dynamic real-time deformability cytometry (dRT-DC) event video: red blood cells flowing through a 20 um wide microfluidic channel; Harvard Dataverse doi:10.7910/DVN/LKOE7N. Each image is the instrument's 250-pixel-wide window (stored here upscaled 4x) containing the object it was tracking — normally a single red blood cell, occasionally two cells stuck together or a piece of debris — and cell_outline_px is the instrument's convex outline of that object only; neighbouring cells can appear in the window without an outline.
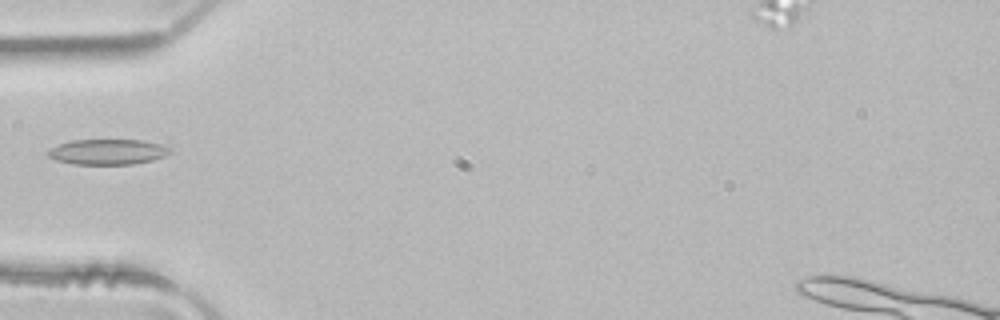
{"species": "common noctule bat (a hibernating species)", "species_latin": "Nyctalus noctula", "temperature_condition": "room temperature", "stored_images_in_passage": 3, "camera_frame_rate_fps": 3000, "um_per_image_px": 0.085, "animal": {"sex": "male", "body_mass_g": 21.5, "forearm_length_mm": 52.0}, "frame": {"image": 1, "passage_image": 3, "time_ms": 0.667, "image_size_px": [1000, 320], "cell_outline_px": [[172, 152], [164, 156], [152, 160], [132, 164], [72, 164], [56, 160], [48, 156], [48, 152], [52, 148], [60, 144], [72, 140], [140, 140], [160, 144], [172, 148]], "centroid_in_image_um": [9.18, 12.91], "position_along_channel_um": 75.8, "area_um2": 17.92}}